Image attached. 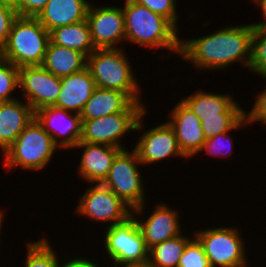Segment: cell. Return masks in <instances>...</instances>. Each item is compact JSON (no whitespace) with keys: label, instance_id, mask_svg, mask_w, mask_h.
<instances>
[{"label":"cell","instance_id":"cell-1","mask_svg":"<svg viewBox=\"0 0 266 267\" xmlns=\"http://www.w3.org/2000/svg\"><path fill=\"white\" fill-rule=\"evenodd\" d=\"M253 23L226 25L218 30L190 39H180L179 60L189 62L196 70H226L234 64L249 68Z\"/></svg>","mask_w":266,"mask_h":267},{"label":"cell","instance_id":"cell-2","mask_svg":"<svg viewBox=\"0 0 266 267\" xmlns=\"http://www.w3.org/2000/svg\"><path fill=\"white\" fill-rule=\"evenodd\" d=\"M125 43L153 50H167V55H180V31L165 17L153 13L133 0H124Z\"/></svg>","mask_w":266,"mask_h":267},{"label":"cell","instance_id":"cell-3","mask_svg":"<svg viewBox=\"0 0 266 267\" xmlns=\"http://www.w3.org/2000/svg\"><path fill=\"white\" fill-rule=\"evenodd\" d=\"M125 48L95 49L87 57L96 87L124 92L132 101L142 102L141 83L133 71Z\"/></svg>","mask_w":266,"mask_h":267},{"label":"cell","instance_id":"cell-4","mask_svg":"<svg viewBox=\"0 0 266 267\" xmlns=\"http://www.w3.org/2000/svg\"><path fill=\"white\" fill-rule=\"evenodd\" d=\"M60 148L53 138L34 118L15 139V142L3 153V167L8 170L40 171L52 162Z\"/></svg>","mask_w":266,"mask_h":267},{"label":"cell","instance_id":"cell-5","mask_svg":"<svg viewBox=\"0 0 266 267\" xmlns=\"http://www.w3.org/2000/svg\"><path fill=\"white\" fill-rule=\"evenodd\" d=\"M49 41L50 32L36 17L18 16L2 48L3 59L18 68L42 65Z\"/></svg>","mask_w":266,"mask_h":267},{"label":"cell","instance_id":"cell-6","mask_svg":"<svg viewBox=\"0 0 266 267\" xmlns=\"http://www.w3.org/2000/svg\"><path fill=\"white\" fill-rule=\"evenodd\" d=\"M211 267H245L251 265L243 234L234 225L194 230Z\"/></svg>","mask_w":266,"mask_h":267},{"label":"cell","instance_id":"cell-7","mask_svg":"<svg viewBox=\"0 0 266 267\" xmlns=\"http://www.w3.org/2000/svg\"><path fill=\"white\" fill-rule=\"evenodd\" d=\"M104 257L116 264H144L148 262V249L143 234L134 218L130 216L122 223L106 227L101 233ZM106 253V254H105ZM107 255V256H105Z\"/></svg>","mask_w":266,"mask_h":267},{"label":"cell","instance_id":"cell-8","mask_svg":"<svg viewBox=\"0 0 266 267\" xmlns=\"http://www.w3.org/2000/svg\"><path fill=\"white\" fill-rule=\"evenodd\" d=\"M137 152L132 148L122 150L114 159L107 178L102 183L132 210L146 203L145 182Z\"/></svg>","mask_w":266,"mask_h":267},{"label":"cell","instance_id":"cell-9","mask_svg":"<svg viewBox=\"0 0 266 267\" xmlns=\"http://www.w3.org/2000/svg\"><path fill=\"white\" fill-rule=\"evenodd\" d=\"M145 112H118L102 118L82 120V137L80 142L104 144L121 149L124 147L122 139L130 132L142 131L145 128ZM127 133V134H126ZM122 143V144H121Z\"/></svg>","mask_w":266,"mask_h":267},{"label":"cell","instance_id":"cell-10","mask_svg":"<svg viewBox=\"0 0 266 267\" xmlns=\"http://www.w3.org/2000/svg\"><path fill=\"white\" fill-rule=\"evenodd\" d=\"M81 195L74 209L78 216L97 223L103 222V225L107 224L105 227L122 223L132 216V209L102 183L88 184L87 190Z\"/></svg>","mask_w":266,"mask_h":267},{"label":"cell","instance_id":"cell-11","mask_svg":"<svg viewBox=\"0 0 266 267\" xmlns=\"http://www.w3.org/2000/svg\"><path fill=\"white\" fill-rule=\"evenodd\" d=\"M146 204L132 210V215L140 227L148 250L165 240L183 233L184 229H182L181 226L183 225H181L182 222L180 221L182 218H180L178 209L171 208L169 203L166 204L162 201L157 205L155 204L153 211L146 217L144 215L148 209ZM141 217L144 218L142 219Z\"/></svg>","mask_w":266,"mask_h":267},{"label":"cell","instance_id":"cell-12","mask_svg":"<svg viewBox=\"0 0 266 267\" xmlns=\"http://www.w3.org/2000/svg\"><path fill=\"white\" fill-rule=\"evenodd\" d=\"M18 84L20 96L34 112L54 106L61 92V78L48 72L42 65L20 67Z\"/></svg>","mask_w":266,"mask_h":267},{"label":"cell","instance_id":"cell-13","mask_svg":"<svg viewBox=\"0 0 266 267\" xmlns=\"http://www.w3.org/2000/svg\"><path fill=\"white\" fill-rule=\"evenodd\" d=\"M95 5L91 2L86 18L95 48H123L125 22L122 6Z\"/></svg>","mask_w":266,"mask_h":267},{"label":"cell","instance_id":"cell-14","mask_svg":"<svg viewBox=\"0 0 266 267\" xmlns=\"http://www.w3.org/2000/svg\"><path fill=\"white\" fill-rule=\"evenodd\" d=\"M142 131L133 149L137 152L144 167L167 160L168 158L187 159L179 148L175 131L166 122Z\"/></svg>","mask_w":266,"mask_h":267},{"label":"cell","instance_id":"cell-15","mask_svg":"<svg viewBox=\"0 0 266 267\" xmlns=\"http://www.w3.org/2000/svg\"><path fill=\"white\" fill-rule=\"evenodd\" d=\"M35 118L62 150H72L81 140L80 114L56 106H46L35 111Z\"/></svg>","mask_w":266,"mask_h":267},{"label":"cell","instance_id":"cell-16","mask_svg":"<svg viewBox=\"0 0 266 267\" xmlns=\"http://www.w3.org/2000/svg\"><path fill=\"white\" fill-rule=\"evenodd\" d=\"M176 102L166 121L175 131L179 148L188 160L199 154L206 139L199 117L181 99Z\"/></svg>","mask_w":266,"mask_h":267},{"label":"cell","instance_id":"cell-17","mask_svg":"<svg viewBox=\"0 0 266 267\" xmlns=\"http://www.w3.org/2000/svg\"><path fill=\"white\" fill-rule=\"evenodd\" d=\"M83 153L76 167L80 179L90 184H101L107 178L116 156L123 150L104 144L80 142L73 149Z\"/></svg>","mask_w":266,"mask_h":267},{"label":"cell","instance_id":"cell-18","mask_svg":"<svg viewBox=\"0 0 266 267\" xmlns=\"http://www.w3.org/2000/svg\"><path fill=\"white\" fill-rule=\"evenodd\" d=\"M232 96L231 93L199 89L181 100L201 121L212 117H245V108Z\"/></svg>","mask_w":266,"mask_h":267},{"label":"cell","instance_id":"cell-19","mask_svg":"<svg viewBox=\"0 0 266 267\" xmlns=\"http://www.w3.org/2000/svg\"><path fill=\"white\" fill-rule=\"evenodd\" d=\"M132 101L124 92L96 87L80 114L82 120L102 118L118 112H145L148 105Z\"/></svg>","mask_w":266,"mask_h":267},{"label":"cell","instance_id":"cell-20","mask_svg":"<svg viewBox=\"0 0 266 267\" xmlns=\"http://www.w3.org/2000/svg\"><path fill=\"white\" fill-rule=\"evenodd\" d=\"M34 118V110L21 98L0 103V152L2 154Z\"/></svg>","mask_w":266,"mask_h":267},{"label":"cell","instance_id":"cell-21","mask_svg":"<svg viewBox=\"0 0 266 267\" xmlns=\"http://www.w3.org/2000/svg\"><path fill=\"white\" fill-rule=\"evenodd\" d=\"M95 89V81L86 67L80 72L61 78V92L54 106L81 114Z\"/></svg>","mask_w":266,"mask_h":267},{"label":"cell","instance_id":"cell-22","mask_svg":"<svg viewBox=\"0 0 266 267\" xmlns=\"http://www.w3.org/2000/svg\"><path fill=\"white\" fill-rule=\"evenodd\" d=\"M90 4V0H48L36 18L51 32L58 27L86 20Z\"/></svg>","mask_w":266,"mask_h":267},{"label":"cell","instance_id":"cell-23","mask_svg":"<svg viewBox=\"0 0 266 267\" xmlns=\"http://www.w3.org/2000/svg\"><path fill=\"white\" fill-rule=\"evenodd\" d=\"M87 57L74 49L49 41L42 66L53 75L62 78L86 68Z\"/></svg>","mask_w":266,"mask_h":267},{"label":"cell","instance_id":"cell-24","mask_svg":"<svg viewBox=\"0 0 266 267\" xmlns=\"http://www.w3.org/2000/svg\"><path fill=\"white\" fill-rule=\"evenodd\" d=\"M50 41L56 45L77 50L86 57L96 49L87 20L53 29L50 32Z\"/></svg>","mask_w":266,"mask_h":267},{"label":"cell","instance_id":"cell-25","mask_svg":"<svg viewBox=\"0 0 266 267\" xmlns=\"http://www.w3.org/2000/svg\"><path fill=\"white\" fill-rule=\"evenodd\" d=\"M186 234L182 233L150 248L148 251L150 267H178L187 243L193 238Z\"/></svg>","mask_w":266,"mask_h":267},{"label":"cell","instance_id":"cell-26","mask_svg":"<svg viewBox=\"0 0 266 267\" xmlns=\"http://www.w3.org/2000/svg\"><path fill=\"white\" fill-rule=\"evenodd\" d=\"M47 235H42L37 241L32 239L26 242L24 267H60L61 256L57 254L58 250L53 248Z\"/></svg>","mask_w":266,"mask_h":267},{"label":"cell","instance_id":"cell-27","mask_svg":"<svg viewBox=\"0 0 266 267\" xmlns=\"http://www.w3.org/2000/svg\"><path fill=\"white\" fill-rule=\"evenodd\" d=\"M248 71L266 78V28L253 27L251 61Z\"/></svg>","mask_w":266,"mask_h":267},{"label":"cell","instance_id":"cell-28","mask_svg":"<svg viewBox=\"0 0 266 267\" xmlns=\"http://www.w3.org/2000/svg\"><path fill=\"white\" fill-rule=\"evenodd\" d=\"M249 125L245 117H212L201 121L205 139L213 138L221 133L238 130Z\"/></svg>","mask_w":266,"mask_h":267},{"label":"cell","instance_id":"cell-29","mask_svg":"<svg viewBox=\"0 0 266 267\" xmlns=\"http://www.w3.org/2000/svg\"><path fill=\"white\" fill-rule=\"evenodd\" d=\"M19 68L3 59L0 62V103L18 99L13 93L19 89Z\"/></svg>","mask_w":266,"mask_h":267},{"label":"cell","instance_id":"cell-30","mask_svg":"<svg viewBox=\"0 0 266 267\" xmlns=\"http://www.w3.org/2000/svg\"><path fill=\"white\" fill-rule=\"evenodd\" d=\"M232 131H227L224 133H221L213 138L206 139L204 144L202 145V148L200 149L199 153L204 152L206 154L211 155V157H221V158H228L231 156L232 153H234L233 147L235 141L230 134Z\"/></svg>","mask_w":266,"mask_h":267},{"label":"cell","instance_id":"cell-31","mask_svg":"<svg viewBox=\"0 0 266 267\" xmlns=\"http://www.w3.org/2000/svg\"><path fill=\"white\" fill-rule=\"evenodd\" d=\"M193 238L187 243L180 257L178 267H211L204 249L192 233Z\"/></svg>","mask_w":266,"mask_h":267},{"label":"cell","instance_id":"cell-32","mask_svg":"<svg viewBox=\"0 0 266 267\" xmlns=\"http://www.w3.org/2000/svg\"><path fill=\"white\" fill-rule=\"evenodd\" d=\"M136 3H139L148 9H150L153 13L159 14L165 18H167L178 30H180V25L178 22L179 14L177 9V1L178 0H133Z\"/></svg>","mask_w":266,"mask_h":267},{"label":"cell","instance_id":"cell-33","mask_svg":"<svg viewBox=\"0 0 266 267\" xmlns=\"http://www.w3.org/2000/svg\"><path fill=\"white\" fill-rule=\"evenodd\" d=\"M266 83V78H265ZM255 101L252 105V109L249 111L245 110V119L248 124H260L266 125V86L254 97Z\"/></svg>","mask_w":266,"mask_h":267},{"label":"cell","instance_id":"cell-34","mask_svg":"<svg viewBox=\"0 0 266 267\" xmlns=\"http://www.w3.org/2000/svg\"><path fill=\"white\" fill-rule=\"evenodd\" d=\"M17 10L9 5L0 4V47L3 48L14 21L18 18Z\"/></svg>","mask_w":266,"mask_h":267},{"label":"cell","instance_id":"cell-35","mask_svg":"<svg viewBox=\"0 0 266 267\" xmlns=\"http://www.w3.org/2000/svg\"><path fill=\"white\" fill-rule=\"evenodd\" d=\"M48 0H17V13L21 17H37Z\"/></svg>","mask_w":266,"mask_h":267},{"label":"cell","instance_id":"cell-36","mask_svg":"<svg viewBox=\"0 0 266 267\" xmlns=\"http://www.w3.org/2000/svg\"><path fill=\"white\" fill-rule=\"evenodd\" d=\"M67 257L65 258V261L63 260V262L61 261L60 263V267H102L103 264H101V266L98 265L99 262H97V260L93 259H89L81 256H74V258H70ZM67 259V260H66ZM69 259V260H68ZM104 267V266H103Z\"/></svg>","mask_w":266,"mask_h":267},{"label":"cell","instance_id":"cell-37","mask_svg":"<svg viewBox=\"0 0 266 267\" xmlns=\"http://www.w3.org/2000/svg\"><path fill=\"white\" fill-rule=\"evenodd\" d=\"M111 267H150V265L147 263L144 264H116L114 263Z\"/></svg>","mask_w":266,"mask_h":267},{"label":"cell","instance_id":"cell-38","mask_svg":"<svg viewBox=\"0 0 266 267\" xmlns=\"http://www.w3.org/2000/svg\"><path fill=\"white\" fill-rule=\"evenodd\" d=\"M261 12V17H263L264 20L258 22V23H253V27H261V28H266V9H260Z\"/></svg>","mask_w":266,"mask_h":267},{"label":"cell","instance_id":"cell-39","mask_svg":"<svg viewBox=\"0 0 266 267\" xmlns=\"http://www.w3.org/2000/svg\"><path fill=\"white\" fill-rule=\"evenodd\" d=\"M2 209H0V237H2L1 236V234H2V228H4L2 225L5 222V220H4L5 219L4 217H6L5 216V213H7V212L4 211V208H2Z\"/></svg>","mask_w":266,"mask_h":267},{"label":"cell","instance_id":"cell-40","mask_svg":"<svg viewBox=\"0 0 266 267\" xmlns=\"http://www.w3.org/2000/svg\"><path fill=\"white\" fill-rule=\"evenodd\" d=\"M0 4L9 5L17 10V0H0Z\"/></svg>","mask_w":266,"mask_h":267},{"label":"cell","instance_id":"cell-41","mask_svg":"<svg viewBox=\"0 0 266 267\" xmlns=\"http://www.w3.org/2000/svg\"><path fill=\"white\" fill-rule=\"evenodd\" d=\"M251 3L258 5L259 9H266V0H253Z\"/></svg>","mask_w":266,"mask_h":267},{"label":"cell","instance_id":"cell-42","mask_svg":"<svg viewBox=\"0 0 266 267\" xmlns=\"http://www.w3.org/2000/svg\"><path fill=\"white\" fill-rule=\"evenodd\" d=\"M3 60V50L2 48L0 47V62Z\"/></svg>","mask_w":266,"mask_h":267}]
</instances>
